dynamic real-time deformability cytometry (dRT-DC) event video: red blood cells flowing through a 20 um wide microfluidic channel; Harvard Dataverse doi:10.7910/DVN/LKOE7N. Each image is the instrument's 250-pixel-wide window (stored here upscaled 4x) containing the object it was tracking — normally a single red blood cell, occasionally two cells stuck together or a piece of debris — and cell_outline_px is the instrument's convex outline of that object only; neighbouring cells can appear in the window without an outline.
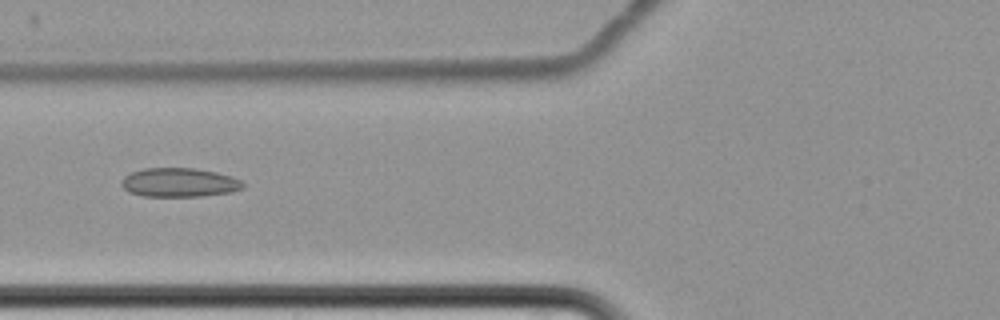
{"species": "common noctule bat (a hibernating species)", "species_latin": "Nyctalus noctula", "temperature_condition": "cold", "stored_images_in_passage": 16, "camera_frame_rate_fps": 3000, "um_per_image_px": 0.085, "animal": {"sex": "female", "body_mass_g": 22.7, "forearm_length_mm": 54.2}, "frame": {"image": 1, "passage_image": 7, "time_ms": 8.333, "image_size_px": [1000, 320], "cell_outline_px": [[244, 188], [232, 192], [200, 196], [144, 196], [128, 192], [120, 184], [120, 180], [124, 176], [132, 172], [144, 168], [192, 168], [216, 172], [232, 176], [240, 180], [244, 184]], "centroid_in_image_um": [15.22, 15.51], "position_along_channel_um": 110.6, "area_um2": 20.58}}
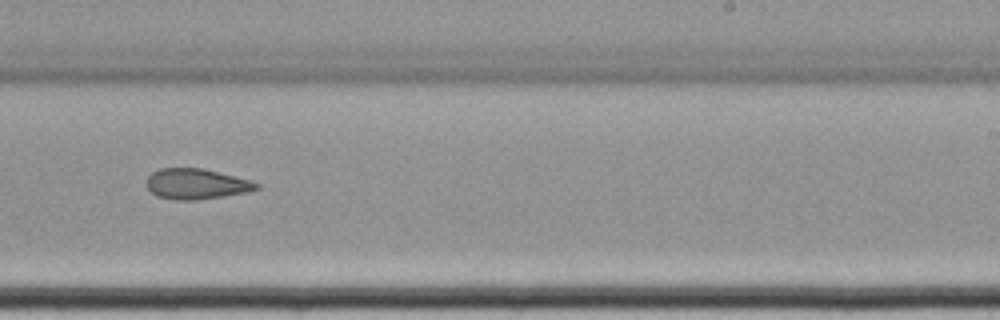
{"frame": {"image": 2, "passage_image": 11, "time_ms": 13.0, "image_size_px": [1000, 320], "cell_outline_px": [[260, 188], [248, 192], [224, 196], [196, 200], [176, 200], [156, 196], [148, 188], [148, 176], [152, 172], [160, 168], [200, 168], [248, 180], [260, 184]], "centroid_in_image_um": [16.67, 15.65], "position_along_channel_um": 272.3, "area_um2": 19.25}}
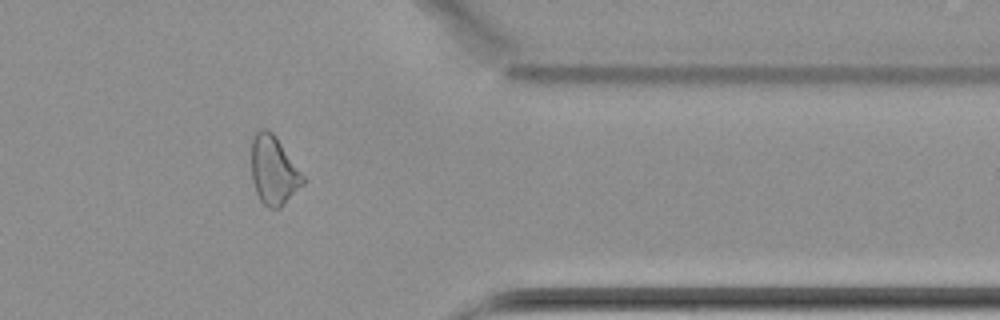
{"frame": {"image": 3, "passage_image": 14, "time_ms": 16.667, "image_size_px": [1000, 320], "cell_outline_px": [[304, 184], [280, 208], [268, 208], [260, 200], [256, 192], [252, 180], [252, 136], [260, 128], [268, 128], [276, 136], [304, 176]], "centroid_in_image_um": [23.25, 14.47], "position_along_channel_um": 388.1, "area_um2": 20.63}, "authors_computed_cell_mechanics": {"area_um2": 21.9351, "velocity_mm_per_s": 3.4784, "shape_relaxation_time_tau1_ms": null, "shape_relaxation_time_tau2_ms": 4.1217, "deformation_change_tau1": null, "deformation_change_tau2": 0.0859}}